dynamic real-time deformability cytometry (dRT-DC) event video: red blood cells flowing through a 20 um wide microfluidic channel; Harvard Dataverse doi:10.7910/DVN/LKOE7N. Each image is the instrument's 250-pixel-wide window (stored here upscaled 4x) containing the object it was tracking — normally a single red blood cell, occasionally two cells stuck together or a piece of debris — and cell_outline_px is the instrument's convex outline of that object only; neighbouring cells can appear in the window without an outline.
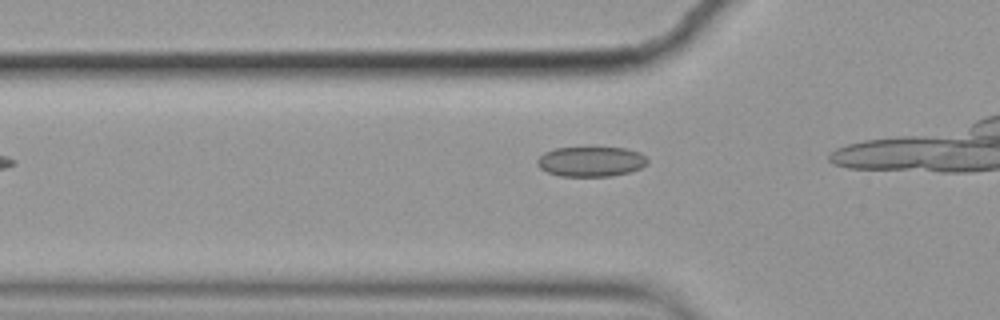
{"species": "common noctule bat (a hibernating species)", "species_latin": "Nyctalus noctula", "temperature_condition": "cold", "stored_images_in_passage": 4, "camera_frame_rate_fps": 3000, "um_per_image_px": 0.085, "animal": {"sex": "female", "body_mass_g": 19.9}, "frame": {"image": 1, "passage_image": 3, "time_ms": 0.667, "image_size_px": [1000, 320], "cell_outline_px": [[648, 164], [640, 168], [628, 172], [612, 176], [560, 176], [548, 172], [540, 168], [536, 164], [536, 160], [544, 152], [556, 148], [624, 148], [640, 152], [648, 160]], "centroid_in_image_um": [50.22, 13.73], "position_along_channel_um": 75.6, "area_um2": 19.19}}